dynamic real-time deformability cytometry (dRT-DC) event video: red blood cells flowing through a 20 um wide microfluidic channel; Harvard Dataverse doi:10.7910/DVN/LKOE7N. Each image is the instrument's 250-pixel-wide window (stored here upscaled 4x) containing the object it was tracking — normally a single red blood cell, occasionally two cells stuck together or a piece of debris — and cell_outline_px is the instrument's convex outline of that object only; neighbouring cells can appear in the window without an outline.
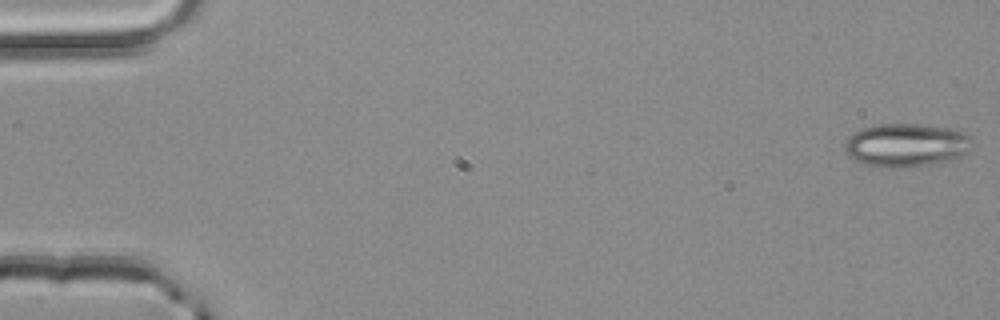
{"species": "common noctule bat (a hibernating species)", "species_latin": "Nyctalus noctula", "temperature_condition": "room temperature", "stored_images_in_passage": 10, "camera_frame_rate_fps": 3000, "um_per_image_px": 0.085, "animal": {"sex": "male", "body_mass_g": 20.4}, "frame": {"image": 1, "passage_image": 1, "time_ms": 0.0, "image_size_px": [1000, 320], "cell_outline_px": [[972, 140], [968, 152], [960, 160], [896, 168], [888, 168], [864, 164], [848, 156], [844, 148], [844, 144], [848, 136], [852, 132], [860, 128], [876, 124], [920, 124], [948, 128], [964, 132]], "centroid_in_image_um": [77.03, 12.34], "position_along_channel_um": 8.0, "area_um2": 32.66}}